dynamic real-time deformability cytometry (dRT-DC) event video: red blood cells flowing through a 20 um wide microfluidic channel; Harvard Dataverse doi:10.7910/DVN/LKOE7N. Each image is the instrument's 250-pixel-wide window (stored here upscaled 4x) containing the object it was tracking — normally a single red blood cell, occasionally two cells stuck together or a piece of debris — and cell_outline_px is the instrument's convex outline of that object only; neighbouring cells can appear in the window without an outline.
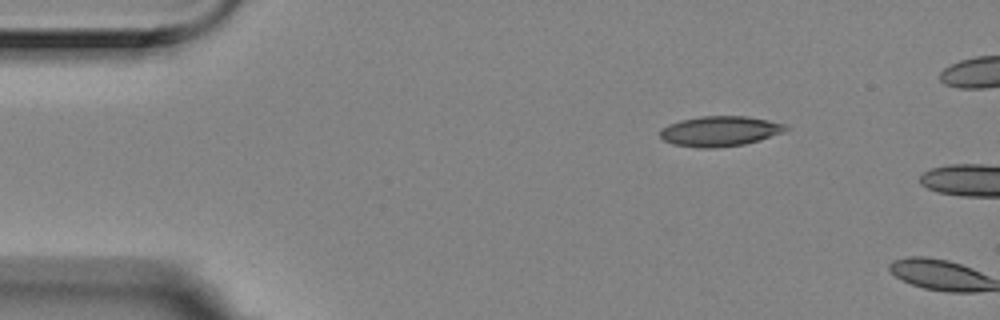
{"species": "Egyptian fruit bat (a non-hibernating species)", "species_latin": "Rousettus aegyptiacus", "temperature_condition": "room temperature", "stored_images_in_passage": 2, "camera_frame_rate_fps": 3000, "um_per_image_px": 0.085, "animal": {"sex": "female"}, "frame": {"image": 1, "passage_image": 1, "time_ms": 0.0, "image_size_px": [1000, 320], "cell_outline_px": [[788, 128], [780, 132], [760, 140], [744, 144], [716, 148], [700, 148], [672, 144], [664, 140], [660, 136], [660, 128], [668, 124], [680, 120], [700, 116], [744, 116], [768, 120], [784, 124]], "centroid_in_image_um": [61.12, 11.15], "position_along_channel_um": 23.9, "area_um2": 21.96}}